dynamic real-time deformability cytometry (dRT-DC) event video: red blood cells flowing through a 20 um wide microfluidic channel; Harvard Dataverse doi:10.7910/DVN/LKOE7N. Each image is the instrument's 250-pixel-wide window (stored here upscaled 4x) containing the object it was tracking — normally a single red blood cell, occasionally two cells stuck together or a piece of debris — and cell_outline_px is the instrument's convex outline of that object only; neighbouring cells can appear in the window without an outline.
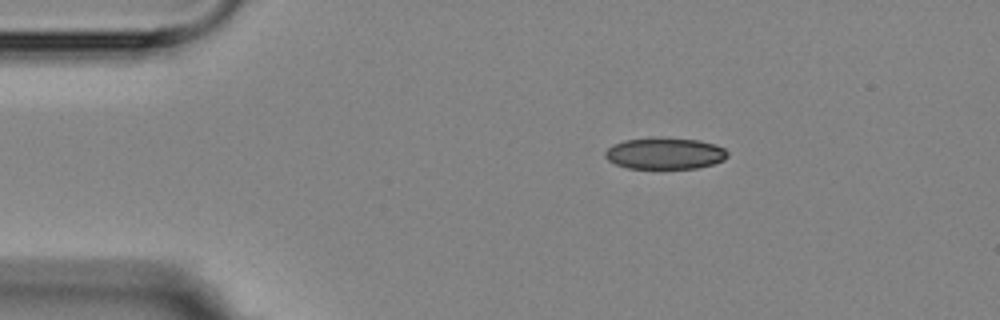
{"species": "Egyptian fruit bat (a non-hibernating species)", "species_latin": "Rousettus aegyptiacus", "temperature_condition": "room temperature", "stored_images_in_passage": 12, "camera_frame_rate_fps": 3000, "um_per_image_px": 0.085, "animal": {"sex": "female"}, "frame": {"image": 1, "passage_image": 1, "time_ms": 0.0, "image_size_px": [1000, 320], "cell_outline_px": [[728, 156], [724, 160], [712, 164], [696, 168], [628, 168], [616, 164], [608, 160], [604, 156], [604, 152], [612, 144], [624, 140], [652, 136], [660, 136], [700, 140], [716, 144], [724, 148], [728, 152]], "centroid_in_image_um": [56.51, 13.01], "position_along_channel_um": 28.5, "area_um2": 22.95}}
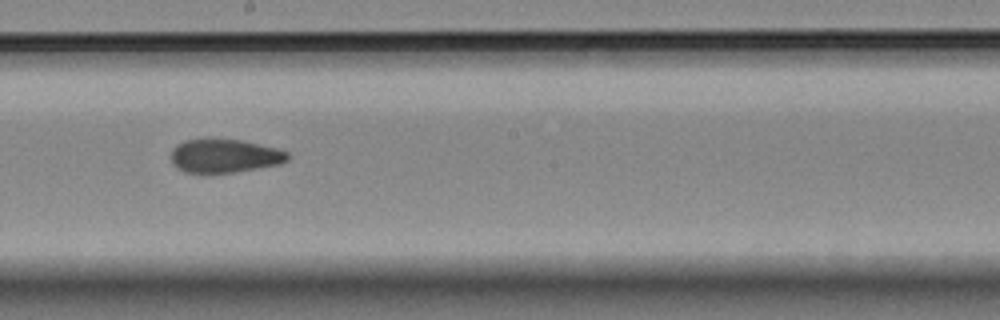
{"frame": {"image": 2, "passage_image": 7, "time_ms": 7.0, "image_size_px": [1000, 320], "cell_outline_px": [[288, 160], [280, 164], [236, 172], [184, 172], [172, 160], [172, 148], [176, 144], [184, 140], [240, 140], [276, 148], [288, 152]], "centroid_in_image_um": [19.12, 13.25], "position_along_channel_um": 229.1, "area_um2": 22.25}}
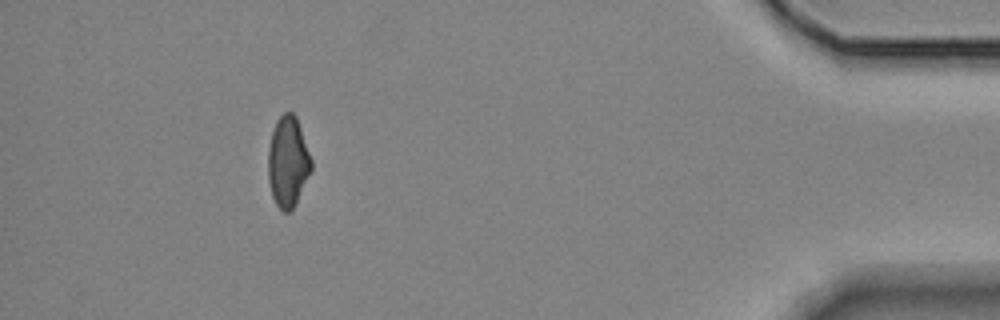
{"frame": {"image": 3, "passage_image": 12, "time_ms": 13.667, "image_size_px": [1000, 320], "cell_outline_px": [[312, 168], [292, 208], [288, 212], [284, 212], [276, 204], [272, 196], [268, 180], [268, 148], [272, 132], [276, 120], [284, 112], [292, 112], [296, 116], [312, 160]], "centroid_in_image_um": [24.45, 13.71], "position_along_channel_um": 410.7, "area_um2": 22.48}, "authors_computed_cell_mechanics": {"area_um2": 23.2934, "velocity_mm_per_s": 3.5967, "shape_relaxation_time_tau1_ms": null, "shape_relaxation_time_tau2_ms": 2.5407, "deformation_change_tau1": null, "deformation_change_tau2": 0.0498}}